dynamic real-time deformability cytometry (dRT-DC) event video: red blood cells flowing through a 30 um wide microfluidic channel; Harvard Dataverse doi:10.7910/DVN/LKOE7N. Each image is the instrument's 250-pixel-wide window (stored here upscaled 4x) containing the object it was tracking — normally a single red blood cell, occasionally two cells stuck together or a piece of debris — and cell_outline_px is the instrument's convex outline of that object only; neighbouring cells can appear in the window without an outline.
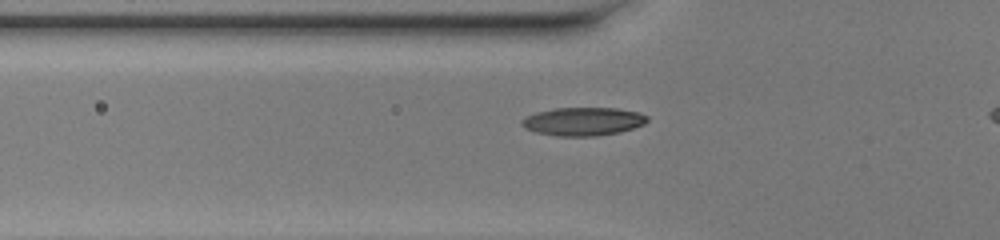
{"species": "common noctule bat (a hibernating species)", "species_latin": "Nyctalus noctula", "temperature_condition": "warm", "stored_images_in_passage": 38, "camera_frame_rate_fps": 3000, "um_per_image_px": 0.085, "animal": {"sex": "female", "body_mass_g": 20.0, "forearm_length_mm": 54.0}, "frame": {"image": 1, "passage_image": 11, "time_ms": 3.333, "image_size_px": [1000, 240], "cell_outline_px": [[648, 120], [644, 124], [620, 132], [596, 136], [556, 136], [536, 132], [524, 128], [520, 124], [520, 120], [524, 116], [536, 112], [556, 108], [616, 108], [640, 112], [648, 116]], "centroid_in_image_um": [49.54, 10.32], "position_along_channel_um": 76.3, "area_um2": 20.87}}
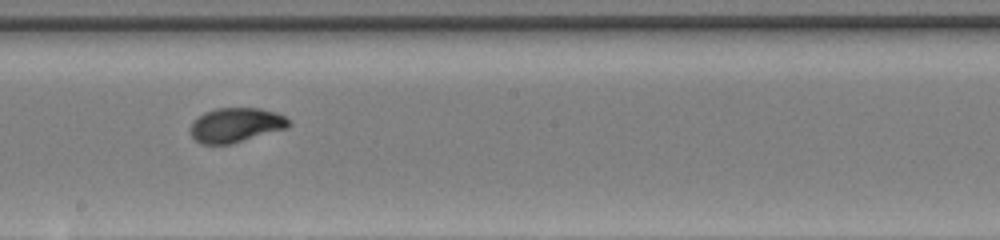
{"frame": {"image": 2, "passage_image": 22, "time_ms": 7.0, "image_size_px": [1000, 240], "cell_outline_px": [[292, 124], [288, 128], [232, 144], [200, 144], [192, 136], [188, 128], [192, 120], [204, 112], [216, 108], [260, 108], [276, 112], [284, 116]], "centroid_in_image_um": [20.02, 10.63], "position_along_channel_um": 228.2, "area_um2": 20.11}}
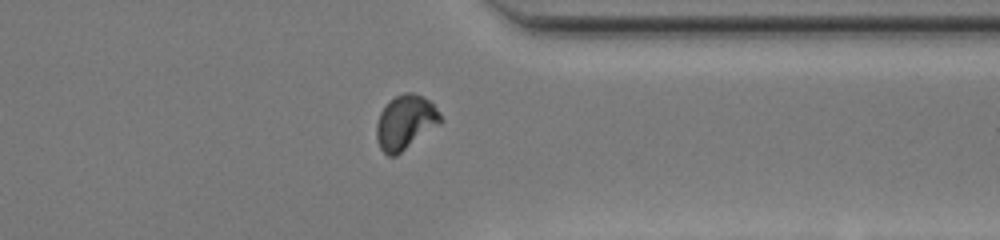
{"frame": {"image": 3, "passage_image": 33, "time_ms": 10.667, "image_size_px": [1000, 240], "cell_outline_px": [[444, 120], [440, 124], [396, 156], [388, 156], [380, 148], [376, 140], [376, 124], [380, 112], [388, 100], [404, 92], [412, 92], [424, 96], [440, 112]], "centroid_in_image_um": [34.45, 10.38], "position_along_channel_um": 376.9, "area_um2": 20.52}}